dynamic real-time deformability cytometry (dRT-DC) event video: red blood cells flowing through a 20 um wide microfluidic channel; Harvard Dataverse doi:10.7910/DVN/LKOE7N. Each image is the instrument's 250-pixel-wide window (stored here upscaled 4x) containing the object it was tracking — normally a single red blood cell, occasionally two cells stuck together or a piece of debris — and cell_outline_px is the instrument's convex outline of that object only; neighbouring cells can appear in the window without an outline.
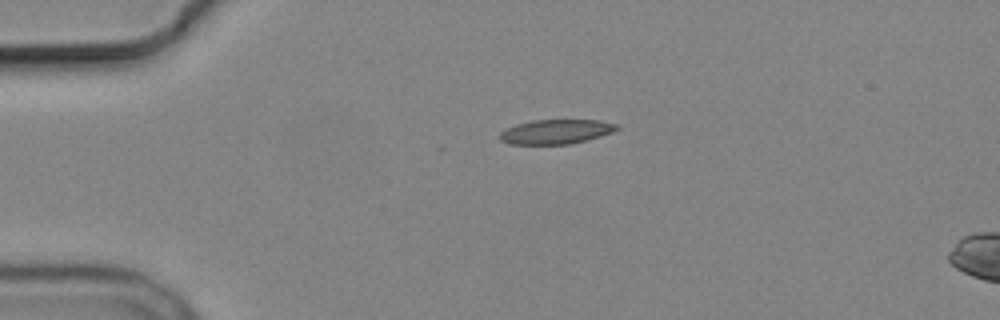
{"species": "common noctule bat (a hibernating species)", "species_latin": "Nyctalus noctula", "temperature_condition": "cold", "stored_images_in_passage": 3, "camera_frame_rate_fps": 3000, "um_per_image_px": 0.085, "animal": {"sex": "male", "body_mass_g": 19.2, "forearm_length_mm": 51.8}, "frame": {"image": 1, "passage_image": 1, "time_ms": 0.0, "image_size_px": [1000, 320], "cell_outline_px": [[620, 128], [612, 132], [600, 136], [572, 144], [508, 144], [500, 140], [500, 132], [516, 124], [532, 120], [600, 120], [620, 124]], "centroid_in_image_um": [47.29, 11.19], "position_along_channel_um": 37.7, "area_um2": 16.76}}